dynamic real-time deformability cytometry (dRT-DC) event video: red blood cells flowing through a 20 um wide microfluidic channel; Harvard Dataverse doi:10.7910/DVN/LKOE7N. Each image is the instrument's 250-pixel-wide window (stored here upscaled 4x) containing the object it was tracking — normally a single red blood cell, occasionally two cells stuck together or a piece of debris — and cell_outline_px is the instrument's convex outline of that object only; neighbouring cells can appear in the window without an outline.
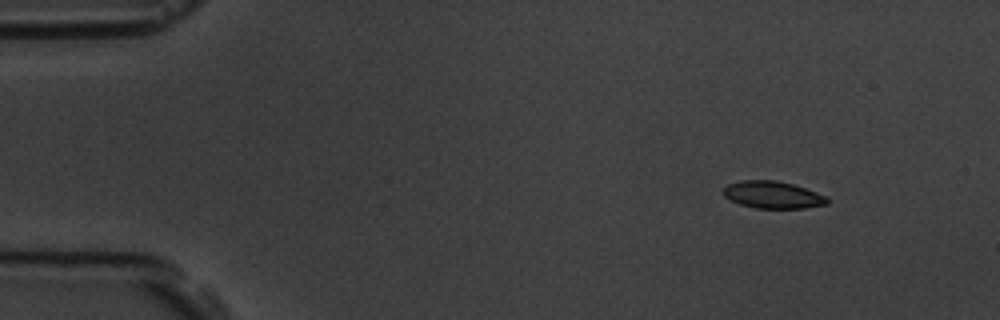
{"species": "common noctule bat (a hibernating species)", "species_latin": "Nyctalus noctula", "temperature_condition": "room temperature", "stored_images_in_passage": 52, "camera_frame_rate_fps": 3000, "um_per_image_px": 0.085, "animal": {"sex": "male", "body_mass_g": 19.5, "forearm_length_mm": 54.6}, "frame": {"image": 1, "passage_image": 1, "time_ms": 0.0, "image_size_px": [1000, 320], "cell_outline_px": [[828, 204], [804, 208], [756, 208], [740, 204], [724, 196], [720, 192], [728, 184], [740, 180], [776, 180], [792, 184], [828, 196]], "centroid_in_image_um": [65.67, 16.55], "position_along_channel_um": 19.3, "area_um2": 16.47}}
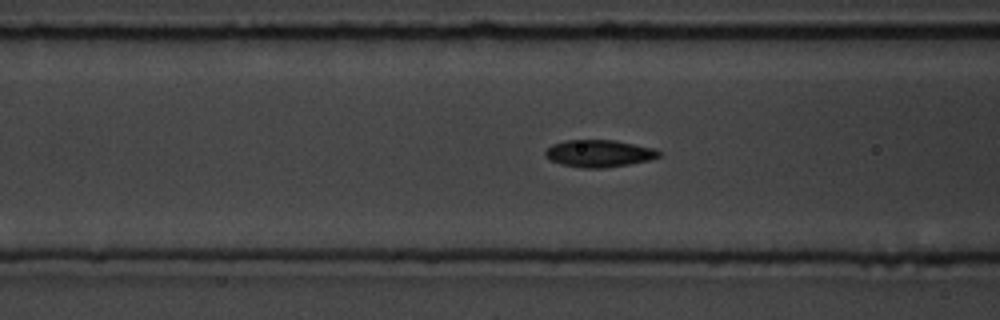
{"frame": {"image": 2, "passage_image": 17, "time_ms": 5.333, "image_size_px": [1000, 320], "cell_outline_px": [[660, 156], [648, 160], [628, 164], [604, 168], [584, 168], [560, 164], [548, 160], [544, 156], [544, 152], [552, 144], [564, 140], [616, 140], [656, 148], [660, 152]], "centroid_in_image_um": [50.89, 13.03], "position_along_channel_um": 115.7, "area_um2": 18.15}}
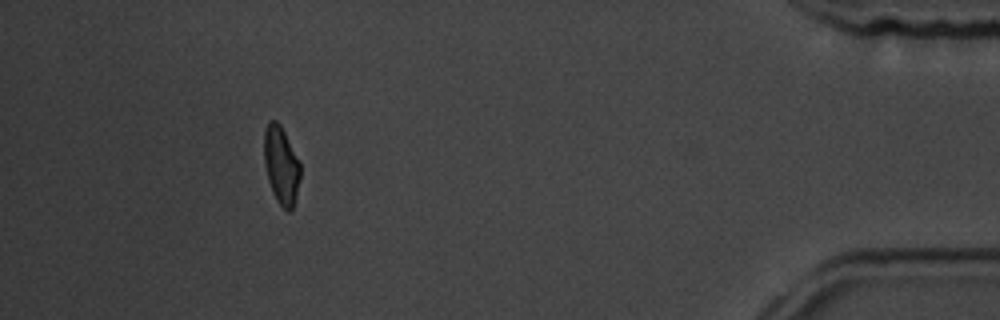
{"frame": {"image": 3, "passage_image": 47, "time_ms": 15.333, "image_size_px": [1000, 320], "cell_outline_px": [[300, 176], [296, 196], [292, 208], [288, 212], [276, 200], [272, 192], [268, 180], [264, 164], [264, 132], [268, 120], [276, 120], [280, 124], [300, 164]], "centroid_in_image_um": [23.88, 14.04], "position_along_channel_um": 411.3, "area_um2": 16.24}, "authors_computed_cell_mechanics": {"area_um2": 17.3978, "velocity_mm_per_s": 3.5595, "shape_relaxation_time_tau1_ms": 3.8367, "shape_relaxation_time_tau2_ms": 2.5279, "deformation_change_tau1": 0.1171, "deformation_change_tau2": 0.0652}}